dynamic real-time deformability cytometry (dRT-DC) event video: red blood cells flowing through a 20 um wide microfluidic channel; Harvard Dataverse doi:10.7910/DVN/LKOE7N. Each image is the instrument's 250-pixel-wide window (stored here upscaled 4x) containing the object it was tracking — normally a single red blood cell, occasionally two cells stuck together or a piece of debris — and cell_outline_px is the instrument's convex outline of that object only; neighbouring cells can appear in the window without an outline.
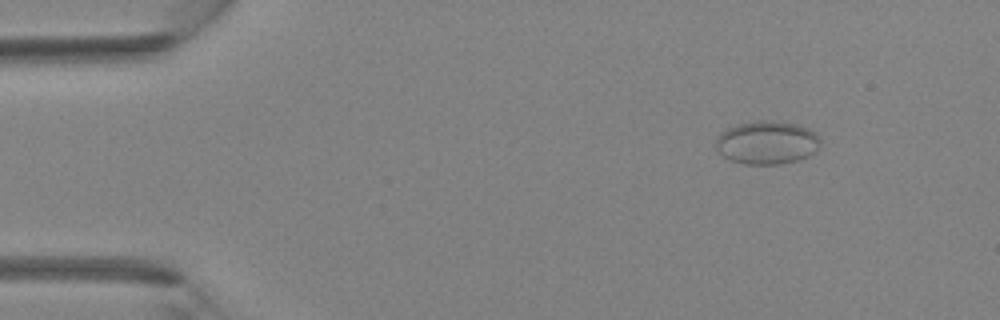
{"species": "Egyptian fruit bat (a non-hibernating species)", "species_latin": "Rousettus aegyptiacus", "temperature_condition": "room temperature", "stored_images_in_passage": 3, "camera_frame_rate_fps": 3000, "um_per_image_px": 0.085, "animal": {"sex": "female"}, "frame": {"image": 1, "passage_image": 1, "time_ms": 0.0, "image_size_px": [1000, 320], "cell_outline_px": [[820, 148], [808, 156], [796, 160], [780, 164], [744, 164], [728, 160], [716, 148], [716, 140], [720, 132], [736, 124], [756, 120], [780, 120], [796, 124], [808, 128], [816, 132], [820, 140]], "centroid_in_image_um": [65.2, 12.1], "position_along_channel_um": 19.8, "area_um2": 26.7}}